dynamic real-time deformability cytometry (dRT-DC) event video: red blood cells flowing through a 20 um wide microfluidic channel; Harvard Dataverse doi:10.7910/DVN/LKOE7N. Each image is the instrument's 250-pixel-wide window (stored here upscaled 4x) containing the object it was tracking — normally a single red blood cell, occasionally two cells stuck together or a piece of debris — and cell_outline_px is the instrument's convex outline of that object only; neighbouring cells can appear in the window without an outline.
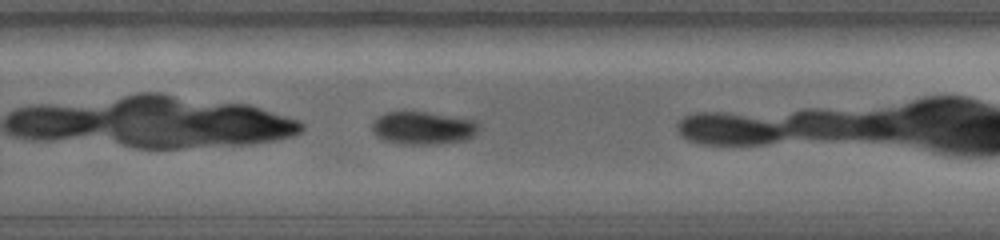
{"species": "common noctule bat (a hibernating species)", "species_latin": "Nyctalus noctula", "temperature_condition": "warm", "stored_images_in_passage": 25, "camera_frame_rate_fps": 5000, "um_per_image_px": 0.085, "animal": {"sex": "female", "body_mass_g": 19.0, "forearm_length_mm": 56.7}, "frame": {"image": 1, "passage_image": 18, "time_ms": 3.4, "image_size_px": [1000, 240], "cell_outline_px": [[480, 128], [468, 140], [436, 144], [404, 144], [384, 140], [376, 136], [372, 132], [372, 120], [376, 116], [384, 112], [428, 112], [480, 120]], "centroid_in_image_um": [35.98, 10.86], "position_along_channel_um": 293.8, "area_um2": 20.92}}